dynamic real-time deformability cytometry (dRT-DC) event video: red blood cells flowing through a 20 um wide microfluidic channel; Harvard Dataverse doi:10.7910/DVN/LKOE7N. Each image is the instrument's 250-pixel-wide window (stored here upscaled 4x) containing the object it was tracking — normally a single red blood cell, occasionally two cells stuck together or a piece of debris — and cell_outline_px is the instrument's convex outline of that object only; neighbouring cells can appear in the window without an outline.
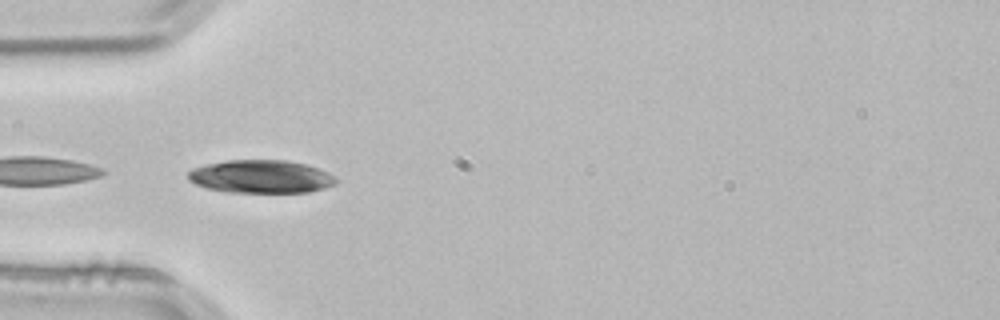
{"species": "common noctule bat (a hibernating species)", "species_latin": "Nyctalus noctula", "temperature_condition": "room temperature", "stored_images_in_passage": 26, "camera_frame_rate_fps": 3000, "um_per_image_px": 0.085, "animal": {"sex": "male", "body_mass_g": 21.5, "forearm_length_mm": 52.0}, "frame": {"image": 1, "passage_image": 5, "time_ms": 1.333, "image_size_px": [1000, 320], "cell_outline_px": [[336, 184], [324, 188], [308, 192], [228, 192], [208, 188], [196, 184], [188, 180], [188, 172], [192, 168], [208, 164], [228, 160], [288, 160], [308, 164], [328, 172], [336, 176]], "centroid_in_image_um": [22.21, 15.0], "position_along_channel_um": 62.8, "area_um2": 28.55}}